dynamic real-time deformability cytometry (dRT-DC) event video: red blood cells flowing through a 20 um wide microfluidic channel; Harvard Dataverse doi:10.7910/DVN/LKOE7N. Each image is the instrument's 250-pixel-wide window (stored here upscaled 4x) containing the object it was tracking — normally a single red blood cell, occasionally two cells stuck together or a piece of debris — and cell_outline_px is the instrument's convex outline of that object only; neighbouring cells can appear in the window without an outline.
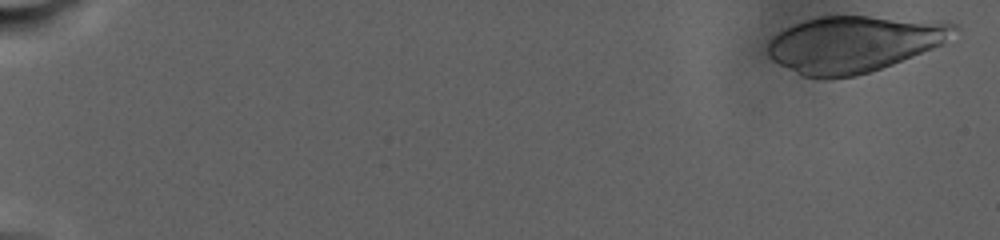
{"species": "human", "species_latin": "Homo sapiens", "temperature_condition": "warm", "stored_images_in_passage": 65, "camera_frame_rate_fps": 3000, "um_per_image_px": 0.085, "donor": {"sex": "male"}, "frame": {"image": 1, "passage_image": 1, "time_ms": 0.0, "image_size_px": [1000, 240], "cell_outline_px": [[960, 28], [944, 44], [892, 64], [856, 76], [828, 80], [820, 80], [804, 76], [772, 60], [768, 56], [768, 44], [772, 36], [784, 28], [804, 20], [820, 16], [868, 16], [944, 20], [956, 24]], "centroid_in_image_um": [72.62, 3.73], "position_along_channel_um": 12.4, "area_um2": 61.9}}
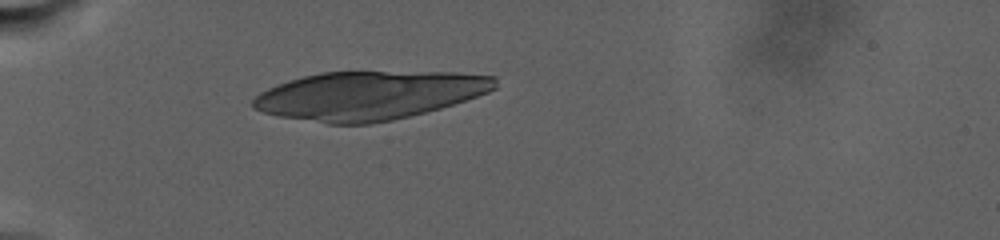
{"frame": {"image": 2, "passage_image": 21, "time_ms": 9.333, "image_size_px": [1000, 240], "cell_outline_px": [[496, 88], [488, 92], [440, 108], [392, 120], [368, 124], [328, 124], [280, 116], [264, 112], [252, 108], [252, 100], [260, 92], [276, 84], [288, 80], [320, 72], [456, 72], [496, 76]], "centroid_in_image_um": [31.35, 8.1], "position_along_channel_um": 53.6, "area_um2": 68.2}}